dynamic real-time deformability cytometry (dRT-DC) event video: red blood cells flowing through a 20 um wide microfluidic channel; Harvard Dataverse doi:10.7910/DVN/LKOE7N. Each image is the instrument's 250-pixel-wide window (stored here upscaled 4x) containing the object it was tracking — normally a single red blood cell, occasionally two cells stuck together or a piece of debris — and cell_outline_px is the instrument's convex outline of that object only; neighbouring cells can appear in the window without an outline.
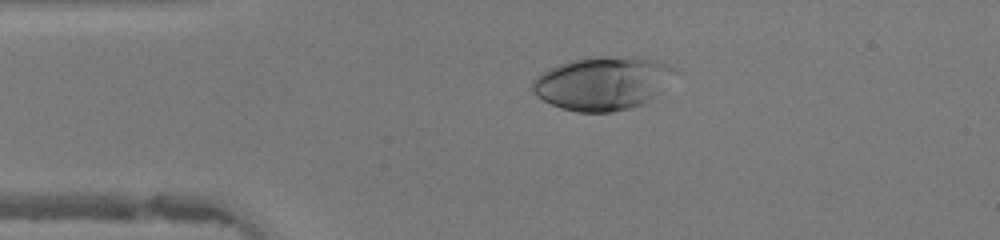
{"species": "human", "species_latin": "Homo sapiens", "temperature_condition": "warm", "stored_images_in_passage": 45, "camera_frame_rate_fps": 3000, "um_per_image_px": 0.085, "donor": {"sex": "female"}, "frame": {"image": 1, "passage_image": 9, "time_ms": 2.667, "image_size_px": [1000, 240], "cell_outline_px": [[680, 72], [644, 104], [632, 108], [612, 112], [576, 112], [560, 108], [536, 96], [532, 92], [532, 80], [536, 76], [560, 64], [572, 60], [588, 56], [636, 56], [656, 60]], "centroid_in_image_um": [51.22, 7.07], "position_along_channel_um": 33.8, "area_um2": 44.51}}
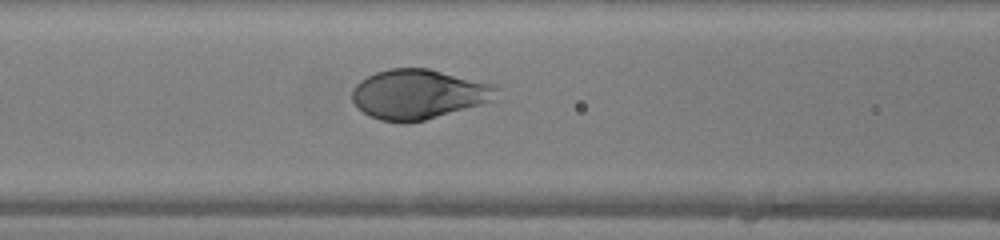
{"frame": {"image": 2, "passage_image": 18, "time_ms": 5.667, "image_size_px": [1000, 240], "cell_outline_px": [[500, 88], [496, 100], [424, 120], [404, 124], [380, 120], [368, 116], [352, 100], [352, 88], [360, 80], [376, 72], [388, 68], [428, 68], [492, 84]], "centroid_in_image_um": [35.57, 8.01], "position_along_channel_um": 131.0, "area_um2": 41.96}}
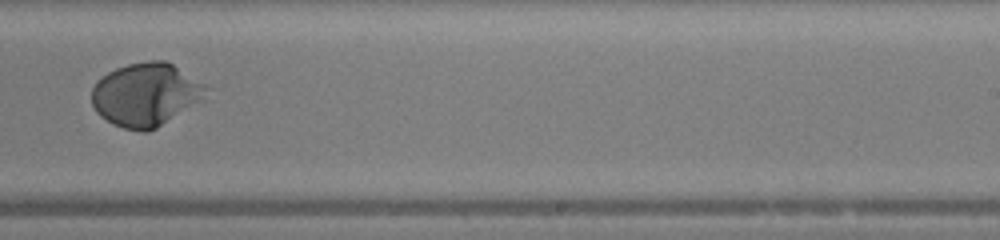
{"frame": {"image": 3, "passage_image": 28, "time_ms": 9.0, "image_size_px": [1000, 240], "cell_outline_px": [[212, 88], [200, 100], [156, 128], [148, 132], [140, 132], [124, 128], [112, 124], [100, 116], [96, 112], [92, 104], [92, 88], [96, 80], [108, 72], [116, 68], [128, 64], [148, 60], [164, 60], [172, 64]], "centroid_in_image_um": [12.36, 8.03], "position_along_channel_um": 276.6, "area_um2": 42.08}, "authors_computed_cell_mechanics": {"area_um2": 42.5408, "velocity_mm_per_s": 4.3805, "shape_relaxation_time_tau1_ms": 2.7798, "shape_relaxation_time_tau2_ms": null, "deformation_change_tau1": 0.2273, "deformation_change_tau2": null}}